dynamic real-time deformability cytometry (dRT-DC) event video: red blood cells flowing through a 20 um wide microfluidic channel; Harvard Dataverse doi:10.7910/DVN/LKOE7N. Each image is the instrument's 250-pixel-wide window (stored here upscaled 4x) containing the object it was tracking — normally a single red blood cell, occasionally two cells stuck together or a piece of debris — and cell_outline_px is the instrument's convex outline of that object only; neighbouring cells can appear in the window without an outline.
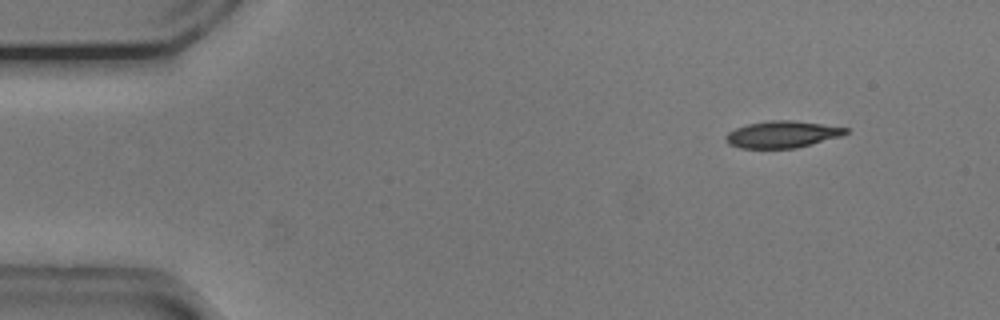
{"species": "common noctule bat (a hibernating species)", "species_latin": "Nyctalus noctula", "temperature_condition": "cold", "stored_images_in_passage": 49, "camera_frame_rate_fps": 3000, "um_per_image_px": 0.085, "animal": {"sex": "male", "body_mass_g": 20.5, "forearm_length_mm": 52.5}, "frame": {"image": 1, "passage_image": 1, "time_ms": 0.0, "image_size_px": [1000, 320], "cell_outline_px": [[848, 132], [840, 136], [796, 148], [740, 148], [728, 144], [724, 140], [724, 136], [728, 132], [736, 128], [748, 124], [768, 120], [792, 120], [848, 128]], "centroid_in_image_um": [66.42, 11.42], "position_along_channel_um": 18.6, "area_um2": 18.61}}
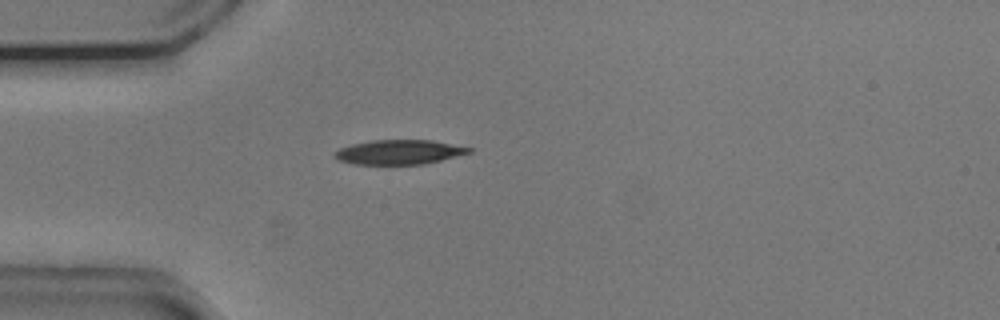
{"frame": {"image": 2, "passage_image": 10, "time_ms": 3.0, "image_size_px": [1000, 320], "cell_outline_px": [[472, 152], [424, 164], [352, 164], [336, 160], [332, 156], [340, 148], [352, 144], [372, 140], [432, 140], [472, 148]], "centroid_in_image_um": [33.89, 12.93], "position_along_channel_um": 51.1, "area_um2": 19.13}}
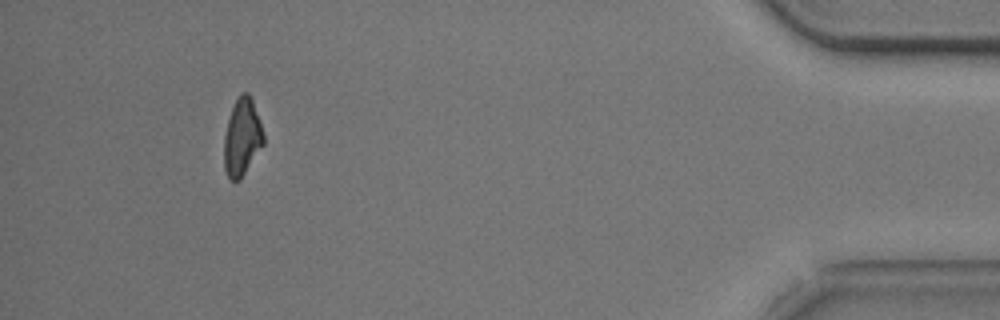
{"frame": {"image": 3, "passage_image": 45, "time_ms": 14.667, "image_size_px": [1000, 320], "cell_outline_px": [[264, 144], [240, 180], [228, 180], [224, 168], [224, 136], [228, 120], [232, 108], [240, 92], [248, 92], [252, 100], [264, 136]], "centroid_in_image_um": [20.56, 11.7], "position_along_channel_um": 414.6, "area_um2": 17.63}, "authors_computed_cell_mechanics": {"area_um2": 19.2474, "velocity_mm_per_s": 3.748, "shape_relaxation_time_tau1_ms": 2.8554, "shape_relaxation_time_tau2_ms": null, "deformation_change_tau1": 0.1014, "deformation_change_tau2": null}}